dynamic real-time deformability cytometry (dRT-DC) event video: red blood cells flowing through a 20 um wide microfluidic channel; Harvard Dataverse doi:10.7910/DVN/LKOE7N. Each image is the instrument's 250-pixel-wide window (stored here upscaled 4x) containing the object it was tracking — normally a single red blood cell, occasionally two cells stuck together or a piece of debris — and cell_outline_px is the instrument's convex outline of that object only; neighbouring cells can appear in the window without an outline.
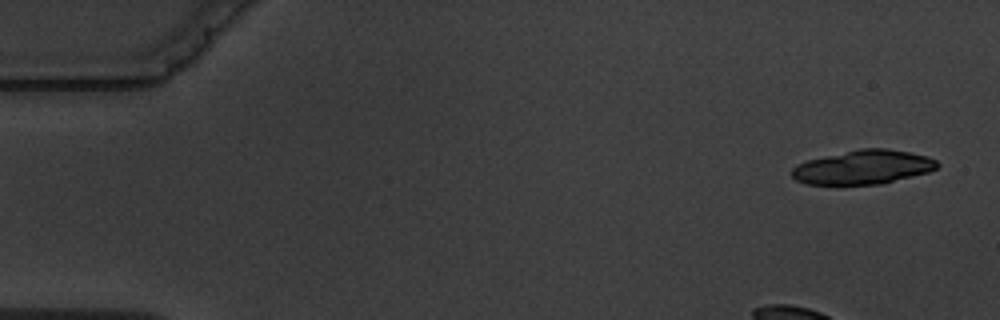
{"species": "common noctule bat (a hibernating species)", "species_latin": "Nyctalus noctula", "temperature_condition": "warm", "stored_images_in_passage": 15, "camera_frame_rate_fps": 3000, "um_per_image_px": 0.085, "animal": {"sex": "male", "body_mass_g": 19.5, "forearm_length_mm": 54.6}, "frame": {"image": 1, "passage_image": 1, "time_ms": 0.0, "image_size_px": [1000, 320], "cell_outline_px": [[940, 164], [936, 168], [928, 172], [880, 184], [808, 184], [796, 180], [792, 176], [792, 168], [796, 164], [808, 160], [860, 148], [888, 148], [928, 156], [936, 160]], "centroid_in_image_um": [73.37, 14.2], "position_along_channel_um": 11.6, "area_um2": 28.61}}
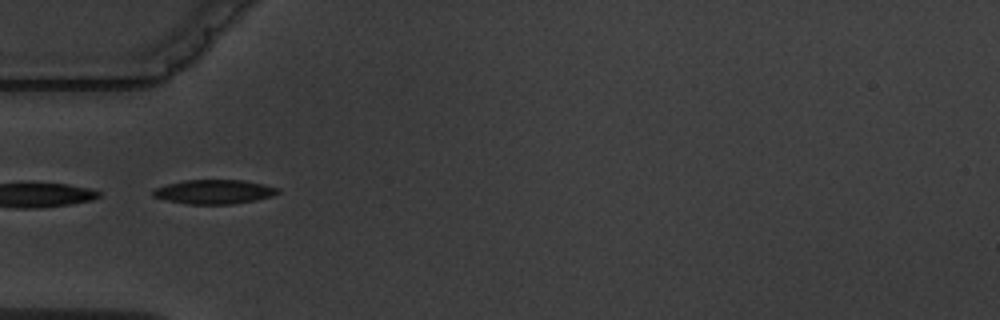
{"frame": {"image": 2, "passage_image": 5, "time_ms": 5.333, "image_size_px": [1000, 320], "cell_outline_px": [[280, 192], [272, 196], [256, 200], [232, 204], [188, 204], [168, 200], [152, 196], [152, 188], [164, 184], [184, 180], [244, 180], [264, 184], [280, 188]], "centroid_in_image_um": [18.19, 16.29], "position_along_channel_um": 66.8, "area_um2": 17.8}}
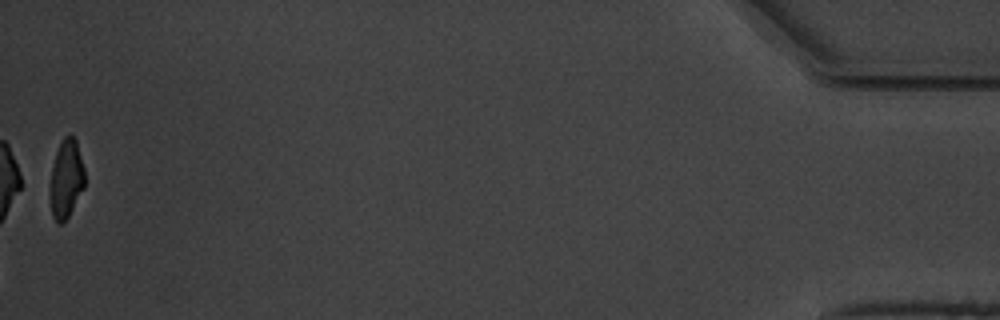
{"frame": {"image": 3, "passage_image": 15, "time_ms": 18.0, "image_size_px": [1000, 320], "cell_outline_px": [[84, 188], [68, 216], [60, 224], [52, 216], [48, 192], [52, 168], [56, 152], [64, 136], [72, 136], [76, 140], [84, 168]], "centroid_in_image_um": [5.6, 15.22], "position_along_channel_um": 429.6, "area_um2": 15.78}, "authors_computed_cell_mechanics": {"area_um2": 17.8024, "velocity_mm_per_s": 3.5782, "shape_relaxation_time_tau1_ms": 2.2526, "shape_relaxation_time_tau2_ms": null, "deformation_change_tau1": 0.1209, "deformation_change_tau2": null}}